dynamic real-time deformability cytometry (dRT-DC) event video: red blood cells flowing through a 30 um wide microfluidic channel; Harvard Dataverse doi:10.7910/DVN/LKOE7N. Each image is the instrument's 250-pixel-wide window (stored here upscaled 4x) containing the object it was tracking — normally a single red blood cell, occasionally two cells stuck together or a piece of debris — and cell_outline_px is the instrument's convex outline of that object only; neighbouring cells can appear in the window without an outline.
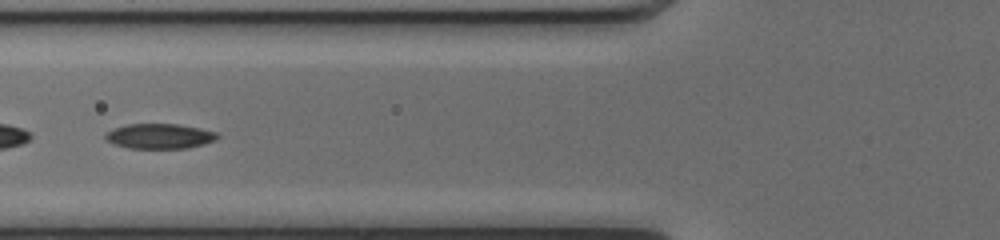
{"species": "common noctule bat (a hibernating species)", "species_latin": "Nyctalus noctula", "temperature_condition": "cold", "stored_images_in_passage": 42, "segment_of_instrument_passage": [2, 2], "camera_frame_rate_fps": 3000, "um_per_image_px": 0.085, "animal": {"sex": "female", "body_mass_g": 17.0, "forearm_length_mm": 48.0}, "frame": {"image": 1, "passage_image": 11, "time_ms": 3.333, "image_size_px": [1000, 240], "cell_outline_px": [[220, 136], [216, 140], [204, 144], [188, 148], [128, 148], [112, 144], [104, 140], [104, 136], [112, 128], [128, 124], [180, 124], [200, 128], [216, 132]], "centroid_in_image_um": [13.55, 11.57], "position_along_channel_um": 112.3, "area_um2": 16.53}}
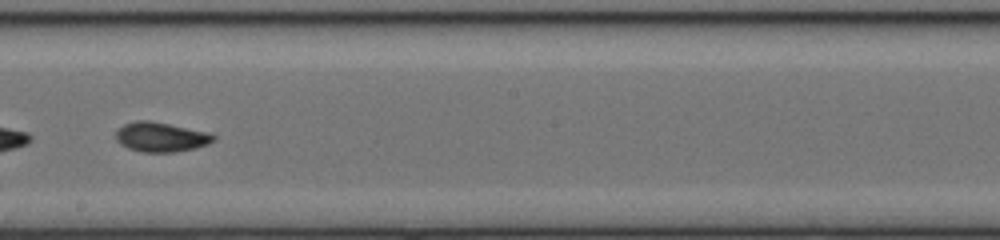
{"frame": {"image": 2, "passage_image": 20, "time_ms": 6.333, "image_size_px": [1000, 240], "cell_outline_px": [[216, 140], [208, 144], [196, 148], [172, 152], [140, 152], [128, 148], [120, 144], [116, 140], [116, 128], [124, 124], [136, 120], [148, 120], [208, 132], [216, 136]], "centroid_in_image_um": [13.65, 11.65], "position_along_channel_um": 234.5, "area_um2": 16.94}}
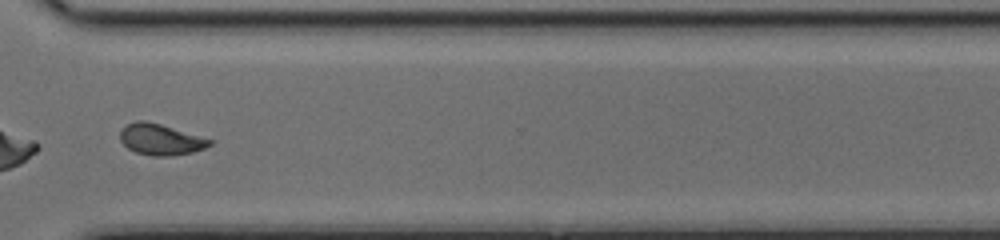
{"frame": {"image": 3, "passage_image": 29, "time_ms": 9.333, "image_size_px": [1000, 240], "cell_outline_px": [[212, 144], [204, 148], [192, 152], [172, 156], [152, 156], [136, 152], [128, 148], [120, 140], [120, 132], [128, 124], [136, 120], [144, 120], [160, 124], [212, 140]], "centroid_in_image_um": [13.63, 11.86], "position_along_channel_um": 357.0, "area_um2": 15.95}}